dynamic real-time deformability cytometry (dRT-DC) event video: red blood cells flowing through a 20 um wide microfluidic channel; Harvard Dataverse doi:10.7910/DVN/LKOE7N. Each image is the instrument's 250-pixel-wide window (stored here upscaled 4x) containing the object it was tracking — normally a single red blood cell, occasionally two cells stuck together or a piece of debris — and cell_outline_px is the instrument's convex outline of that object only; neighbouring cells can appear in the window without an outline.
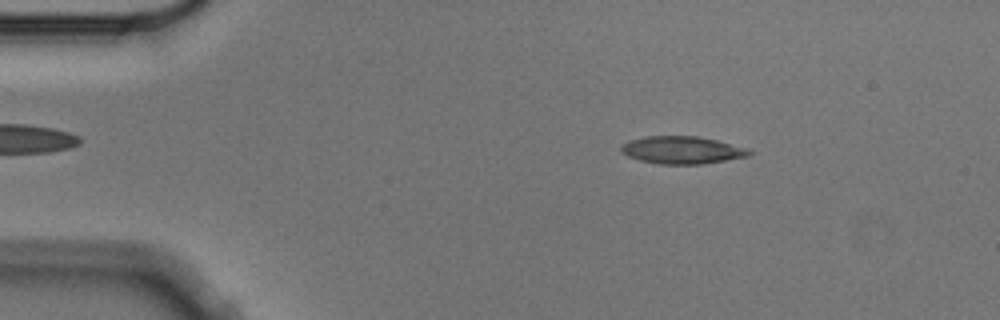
{"species": "Egyptian fruit bat (a non-hibernating species)", "species_latin": "Rousettus aegyptiacus", "temperature_condition": "cold", "stored_images_in_passage": 4, "camera_frame_rate_fps": 3000, "um_per_image_px": 0.085, "animal": {"sex": "male"}, "frame": {"image": 1, "passage_image": 2, "time_ms": 0.333, "image_size_px": [1000, 320], "cell_outline_px": [[752, 152], [748, 156], [704, 164], [660, 164], [640, 160], [628, 156], [620, 152], [620, 148], [628, 140], [644, 136], [696, 136], [716, 140], [748, 148]], "centroid_in_image_um": [57.96, 12.75], "position_along_channel_um": 27.0, "area_um2": 20.52}}